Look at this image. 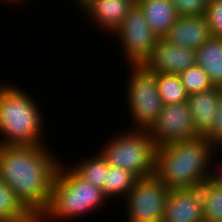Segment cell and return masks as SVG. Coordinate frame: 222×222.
Listing matches in <instances>:
<instances>
[{
	"instance_id": "cell-15",
	"label": "cell",
	"mask_w": 222,
	"mask_h": 222,
	"mask_svg": "<svg viewBox=\"0 0 222 222\" xmlns=\"http://www.w3.org/2000/svg\"><path fill=\"white\" fill-rule=\"evenodd\" d=\"M151 30L163 38L175 23L178 15L170 0H136Z\"/></svg>"
},
{
	"instance_id": "cell-22",
	"label": "cell",
	"mask_w": 222,
	"mask_h": 222,
	"mask_svg": "<svg viewBox=\"0 0 222 222\" xmlns=\"http://www.w3.org/2000/svg\"><path fill=\"white\" fill-rule=\"evenodd\" d=\"M181 83L188 95L207 91L214 87L206 72L197 64L179 74Z\"/></svg>"
},
{
	"instance_id": "cell-17",
	"label": "cell",
	"mask_w": 222,
	"mask_h": 222,
	"mask_svg": "<svg viewBox=\"0 0 222 222\" xmlns=\"http://www.w3.org/2000/svg\"><path fill=\"white\" fill-rule=\"evenodd\" d=\"M0 222H37L0 177Z\"/></svg>"
},
{
	"instance_id": "cell-26",
	"label": "cell",
	"mask_w": 222,
	"mask_h": 222,
	"mask_svg": "<svg viewBox=\"0 0 222 222\" xmlns=\"http://www.w3.org/2000/svg\"><path fill=\"white\" fill-rule=\"evenodd\" d=\"M221 167H215V170L210 171L209 179L215 183L216 185L222 187V162L220 164ZM218 168V169H217ZM217 170V171H216Z\"/></svg>"
},
{
	"instance_id": "cell-7",
	"label": "cell",
	"mask_w": 222,
	"mask_h": 222,
	"mask_svg": "<svg viewBox=\"0 0 222 222\" xmlns=\"http://www.w3.org/2000/svg\"><path fill=\"white\" fill-rule=\"evenodd\" d=\"M169 189L155 176L138 178L126 195V222H162Z\"/></svg>"
},
{
	"instance_id": "cell-1",
	"label": "cell",
	"mask_w": 222,
	"mask_h": 222,
	"mask_svg": "<svg viewBox=\"0 0 222 222\" xmlns=\"http://www.w3.org/2000/svg\"><path fill=\"white\" fill-rule=\"evenodd\" d=\"M49 149L45 144L0 146V177L36 219L48 207L61 162Z\"/></svg>"
},
{
	"instance_id": "cell-11",
	"label": "cell",
	"mask_w": 222,
	"mask_h": 222,
	"mask_svg": "<svg viewBox=\"0 0 222 222\" xmlns=\"http://www.w3.org/2000/svg\"><path fill=\"white\" fill-rule=\"evenodd\" d=\"M162 222H204L201 187L170 190Z\"/></svg>"
},
{
	"instance_id": "cell-9",
	"label": "cell",
	"mask_w": 222,
	"mask_h": 222,
	"mask_svg": "<svg viewBox=\"0 0 222 222\" xmlns=\"http://www.w3.org/2000/svg\"><path fill=\"white\" fill-rule=\"evenodd\" d=\"M148 132L156 147L200 136L195 129L188 101L163 105Z\"/></svg>"
},
{
	"instance_id": "cell-24",
	"label": "cell",
	"mask_w": 222,
	"mask_h": 222,
	"mask_svg": "<svg viewBox=\"0 0 222 222\" xmlns=\"http://www.w3.org/2000/svg\"><path fill=\"white\" fill-rule=\"evenodd\" d=\"M178 16L205 15L208 6L207 0H170Z\"/></svg>"
},
{
	"instance_id": "cell-4",
	"label": "cell",
	"mask_w": 222,
	"mask_h": 222,
	"mask_svg": "<svg viewBox=\"0 0 222 222\" xmlns=\"http://www.w3.org/2000/svg\"><path fill=\"white\" fill-rule=\"evenodd\" d=\"M107 200L102 189L84 180L69 164L66 166L61 160L53 181L48 207L37 222H52L54 219L61 222L74 221L85 213H95Z\"/></svg>"
},
{
	"instance_id": "cell-5",
	"label": "cell",
	"mask_w": 222,
	"mask_h": 222,
	"mask_svg": "<svg viewBox=\"0 0 222 222\" xmlns=\"http://www.w3.org/2000/svg\"><path fill=\"white\" fill-rule=\"evenodd\" d=\"M103 147V148H102ZM156 145L148 130L127 129L100 147L110 166L129 170L138 178L155 175Z\"/></svg>"
},
{
	"instance_id": "cell-25",
	"label": "cell",
	"mask_w": 222,
	"mask_h": 222,
	"mask_svg": "<svg viewBox=\"0 0 222 222\" xmlns=\"http://www.w3.org/2000/svg\"><path fill=\"white\" fill-rule=\"evenodd\" d=\"M205 139L210 142L215 149H222V97L213 124L210 130L204 135Z\"/></svg>"
},
{
	"instance_id": "cell-12",
	"label": "cell",
	"mask_w": 222,
	"mask_h": 222,
	"mask_svg": "<svg viewBox=\"0 0 222 222\" xmlns=\"http://www.w3.org/2000/svg\"><path fill=\"white\" fill-rule=\"evenodd\" d=\"M136 0H88L80 9L84 16L111 35L122 24ZM86 14V15H85ZM88 14V15H87ZM92 21V22H91Z\"/></svg>"
},
{
	"instance_id": "cell-14",
	"label": "cell",
	"mask_w": 222,
	"mask_h": 222,
	"mask_svg": "<svg viewBox=\"0 0 222 222\" xmlns=\"http://www.w3.org/2000/svg\"><path fill=\"white\" fill-rule=\"evenodd\" d=\"M222 97V87L196 92L188 95L189 108L193 117L195 129L204 136L211 128L215 119L219 101Z\"/></svg>"
},
{
	"instance_id": "cell-27",
	"label": "cell",
	"mask_w": 222,
	"mask_h": 222,
	"mask_svg": "<svg viewBox=\"0 0 222 222\" xmlns=\"http://www.w3.org/2000/svg\"><path fill=\"white\" fill-rule=\"evenodd\" d=\"M5 1H6V3L9 2V4L13 3V5H14V3H15V4L19 5V3H21L22 1L24 3L25 1H29V0H3V2H5ZM0 2L2 3V0H0Z\"/></svg>"
},
{
	"instance_id": "cell-10",
	"label": "cell",
	"mask_w": 222,
	"mask_h": 222,
	"mask_svg": "<svg viewBox=\"0 0 222 222\" xmlns=\"http://www.w3.org/2000/svg\"><path fill=\"white\" fill-rule=\"evenodd\" d=\"M196 64V50L159 38L143 66L154 73L180 74Z\"/></svg>"
},
{
	"instance_id": "cell-13",
	"label": "cell",
	"mask_w": 222,
	"mask_h": 222,
	"mask_svg": "<svg viewBox=\"0 0 222 222\" xmlns=\"http://www.w3.org/2000/svg\"><path fill=\"white\" fill-rule=\"evenodd\" d=\"M211 36L206 17L201 15L178 16L163 38L171 44L197 50Z\"/></svg>"
},
{
	"instance_id": "cell-28",
	"label": "cell",
	"mask_w": 222,
	"mask_h": 222,
	"mask_svg": "<svg viewBox=\"0 0 222 222\" xmlns=\"http://www.w3.org/2000/svg\"><path fill=\"white\" fill-rule=\"evenodd\" d=\"M73 1L77 2L76 5L77 6L79 5L78 7L80 9L88 0H73Z\"/></svg>"
},
{
	"instance_id": "cell-8",
	"label": "cell",
	"mask_w": 222,
	"mask_h": 222,
	"mask_svg": "<svg viewBox=\"0 0 222 222\" xmlns=\"http://www.w3.org/2000/svg\"><path fill=\"white\" fill-rule=\"evenodd\" d=\"M112 35H116L121 42L123 57L130 65H143L149 58L158 36L151 30L141 8L135 3L122 24Z\"/></svg>"
},
{
	"instance_id": "cell-18",
	"label": "cell",
	"mask_w": 222,
	"mask_h": 222,
	"mask_svg": "<svg viewBox=\"0 0 222 222\" xmlns=\"http://www.w3.org/2000/svg\"><path fill=\"white\" fill-rule=\"evenodd\" d=\"M137 179L138 177L129 170L110 166L102 187L103 193L108 201L111 198L122 197L124 199L133 188Z\"/></svg>"
},
{
	"instance_id": "cell-6",
	"label": "cell",
	"mask_w": 222,
	"mask_h": 222,
	"mask_svg": "<svg viewBox=\"0 0 222 222\" xmlns=\"http://www.w3.org/2000/svg\"><path fill=\"white\" fill-rule=\"evenodd\" d=\"M130 75L126 88L128 112L134 121L131 129L149 130L157 120L163 102L159 95L156 73L143 65H130Z\"/></svg>"
},
{
	"instance_id": "cell-23",
	"label": "cell",
	"mask_w": 222,
	"mask_h": 222,
	"mask_svg": "<svg viewBox=\"0 0 222 222\" xmlns=\"http://www.w3.org/2000/svg\"><path fill=\"white\" fill-rule=\"evenodd\" d=\"M205 17L211 35L214 37H222V0L208 2Z\"/></svg>"
},
{
	"instance_id": "cell-3",
	"label": "cell",
	"mask_w": 222,
	"mask_h": 222,
	"mask_svg": "<svg viewBox=\"0 0 222 222\" xmlns=\"http://www.w3.org/2000/svg\"><path fill=\"white\" fill-rule=\"evenodd\" d=\"M26 93L17 84H0V146L45 144L44 117L38 103Z\"/></svg>"
},
{
	"instance_id": "cell-2",
	"label": "cell",
	"mask_w": 222,
	"mask_h": 222,
	"mask_svg": "<svg viewBox=\"0 0 222 222\" xmlns=\"http://www.w3.org/2000/svg\"><path fill=\"white\" fill-rule=\"evenodd\" d=\"M204 136L156 148L155 176L169 189L200 187L217 151Z\"/></svg>"
},
{
	"instance_id": "cell-16",
	"label": "cell",
	"mask_w": 222,
	"mask_h": 222,
	"mask_svg": "<svg viewBox=\"0 0 222 222\" xmlns=\"http://www.w3.org/2000/svg\"><path fill=\"white\" fill-rule=\"evenodd\" d=\"M196 64L214 86L222 87V37L211 36L196 50Z\"/></svg>"
},
{
	"instance_id": "cell-19",
	"label": "cell",
	"mask_w": 222,
	"mask_h": 222,
	"mask_svg": "<svg viewBox=\"0 0 222 222\" xmlns=\"http://www.w3.org/2000/svg\"><path fill=\"white\" fill-rule=\"evenodd\" d=\"M81 160V161H80ZM76 165L70 166L80 177L102 189L110 165L102 154L97 151L95 156L80 159Z\"/></svg>"
},
{
	"instance_id": "cell-20",
	"label": "cell",
	"mask_w": 222,
	"mask_h": 222,
	"mask_svg": "<svg viewBox=\"0 0 222 222\" xmlns=\"http://www.w3.org/2000/svg\"><path fill=\"white\" fill-rule=\"evenodd\" d=\"M200 187L204 222H221L222 187L210 179L204 181Z\"/></svg>"
},
{
	"instance_id": "cell-21",
	"label": "cell",
	"mask_w": 222,
	"mask_h": 222,
	"mask_svg": "<svg viewBox=\"0 0 222 222\" xmlns=\"http://www.w3.org/2000/svg\"><path fill=\"white\" fill-rule=\"evenodd\" d=\"M156 82L161 101L164 105L188 100V94L181 83L179 74L156 73Z\"/></svg>"
}]
</instances>
